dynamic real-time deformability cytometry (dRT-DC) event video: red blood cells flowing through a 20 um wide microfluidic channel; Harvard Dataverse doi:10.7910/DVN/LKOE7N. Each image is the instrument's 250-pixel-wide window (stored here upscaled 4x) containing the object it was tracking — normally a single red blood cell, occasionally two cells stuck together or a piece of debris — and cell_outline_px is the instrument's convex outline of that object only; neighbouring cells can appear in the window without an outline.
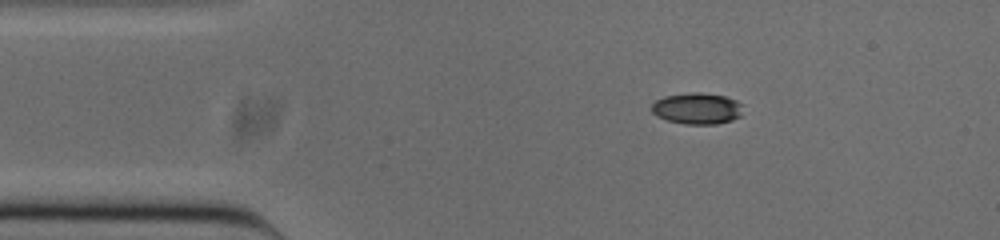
{"species": "common noctule bat (a hibernating species)", "species_latin": "Nyctalus noctula", "temperature_condition": "cold", "stored_images_in_passage": 45, "camera_frame_rate_fps": 3000, "um_per_image_px": 0.085, "animal": {"sex": "male", "body_mass_g": 20.0, "forearm_length_mm": 53.3}, "frame": {"image": 1, "passage_image": 1, "time_ms": 0.0, "image_size_px": [1000, 240], "cell_outline_px": [[744, 104], [740, 116], [732, 120], [716, 124], [684, 124], [668, 120], [656, 116], [652, 112], [652, 104], [656, 100], [664, 96], [692, 92], [700, 92], [724, 96], [736, 100]], "centroid_in_image_um": [59.27, 9.22], "position_along_channel_um": 25.7, "area_um2": 16.76}}
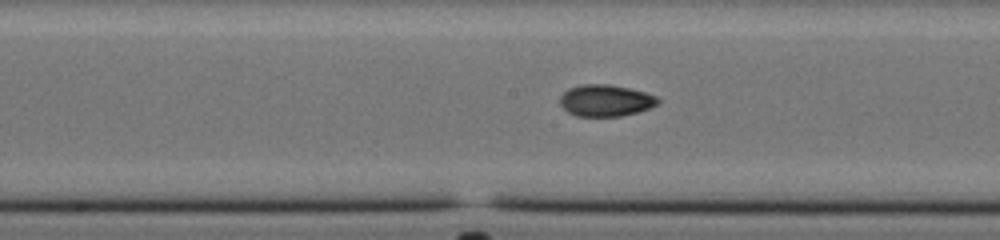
{"frame": {"image": 2, "passage_image": 18, "time_ms": 5.667, "image_size_px": [1000, 240], "cell_outline_px": [[660, 100], [656, 104], [648, 108], [636, 112], [620, 116], [576, 116], [568, 112], [560, 104], [560, 96], [568, 88], [580, 84], [608, 84], [628, 88], [644, 92], [656, 96]], "centroid_in_image_um": [51.43, 8.53], "position_along_channel_um": 196.8, "area_um2": 17.92}}
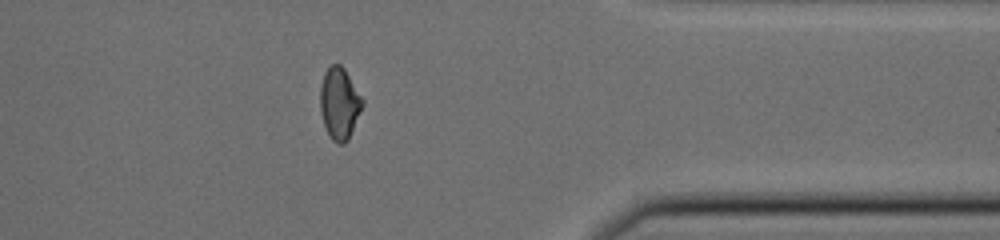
{"frame": {"image": 3, "passage_image": 34, "time_ms": 11.0, "image_size_px": [1000, 240], "cell_outline_px": [[364, 104], [348, 140], [344, 144], [336, 144], [332, 140], [324, 124], [320, 112], [320, 84], [324, 72], [332, 64], [340, 64], [344, 68], [364, 100]], "centroid_in_image_um": [28.85, 8.79], "position_along_channel_um": 382.6, "area_um2": 17.74}, "authors_computed_cell_mechanics": {"area_um2": 17.5134, "velocity_mm_per_s": 3.866, "shape_relaxation_time_tau1_ms": null, "shape_relaxation_time_tau2_ms": 3.3072, "deformation_change_tau1": null, "deformation_change_tau2": 0.0688}}